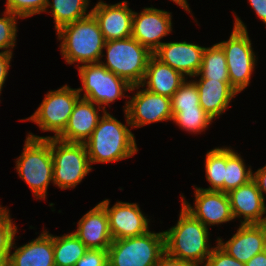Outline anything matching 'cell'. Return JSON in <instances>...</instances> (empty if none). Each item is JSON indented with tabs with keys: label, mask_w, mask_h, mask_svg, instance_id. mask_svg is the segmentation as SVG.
<instances>
[{
	"label": "cell",
	"mask_w": 266,
	"mask_h": 266,
	"mask_svg": "<svg viewBox=\"0 0 266 266\" xmlns=\"http://www.w3.org/2000/svg\"><path fill=\"white\" fill-rule=\"evenodd\" d=\"M124 113L127 125L108 112L102 114L93 133L84 142L90 165L118 162L138 152L135 136L130 131L131 124L126 111Z\"/></svg>",
	"instance_id": "obj_1"
},
{
	"label": "cell",
	"mask_w": 266,
	"mask_h": 266,
	"mask_svg": "<svg viewBox=\"0 0 266 266\" xmlns=\"http://www.w3.org/2000/svg\"><path fill=\"white\" fill-rule=\"evenodd\" d=\"M175 226L165 230V251L182 261L201 266L210 256L209 228L194 218L181 205Z\"/></svg>",
	"instance_id": "obj_2"
},
{
	"label": "cell",
	"mask_w": 266,
	"mask_h": 266,
	"mask_svg": "<svg viewBox=\"0 0 266 266\" xmlns=\"http://www.w3.org/2000/svg\"><path fill=\"white\" fill-rule=\"evenodd\" d=\"M56 33L61 40L60 52L67 64L78 62L83 65L103 59L106 40L92 14L63 26Z\"/></svg>",
	"instance_id": "obj_3"
},
{
	"label": "cell",
	"mask_w": 266,
	"mask_h": 266,
	"mask_svg": "<svg viewBox=\"0 0 266 266\" xmlns=\"http://www.w3.org/2000/svg\"><path fill=\"white\" fill-rule=\"evenodd\" d=\"M15 169L27 183L36 199H45L50 182L53 183V158L51 138L26 137L22 154L16 160Z\"/></svg>",
	"instance_id": "obj_4"
},
{
	"label": "cell",
	"mask_w": 266,
	"mask_h": 266,
	"mask_svg": "<svg viewBox=\"0 0 266 266\" xmlns=\"http://www.w3.org/2000/svg\"><path fill=\"white\" fill-rule=\"evenodd\" d=\"M106 62H99L131 86L140 85L153 53L132 37L105 42Z\"/></svg>",
	"instance_id": "obj_5"
},
{
	"label": "cell",
	"mask_w": 266,
	"mask_h": 266,
	"mask_svg": "<svg viewBox=\"0 0 266 266\" xmlns=\"http://www.w3.org/2000/svg\"><path fill=\"white\" fill-rule=\"evenodd\" d=\"M234 16L235 23L229 39L218 44L226 56L230 86L240 93L250 84L257 58L246 25L236 14Z\"/></svg>",
	"instance_id": "obj_6"
},
{
	"label": "cell",
	"mask_w": 266,
	"mask_h": 266,
	"mask_svg": "<svg viewBox=\"0 0 266 266\" xmlns=\"http://www.w3.org/2000/svg\"><path fill=\"white\" fill-rule=\"evenodd\" d=\"M77 67L82 83V87L77 88L80 97L84 91L81 98L99 105L105 112H107L106 105L109 106L118 98L131 97L125 93L130 92L132 86L123 78L109 71L100 62L78 65Z\"/></svg>",
	"instance_id": "obj_7"
},
{
	"label": "cell",
	"mask_w": 266,
	"mask_h": 266,
	"mask_svg": "<svg viewBox=\"0 0 266 266\" xmlns=\"http://www.w3.org/2000/svg\"><path fill=\"white\" fill-rule=\"evenodd\" d=\"M165 252L164 232H151L112 240L108 248V266H155Z\"/></svg>",
	"instance_id": "obj_8"
},
{
	"label": "cell",
	"mask_w": 266,
	"mask_h": 266,
	"mask_svg": "<svg viewBox=\"0 0 266 266\" xmlns=\"http://www.w3.org/2000/svg\"><path fill=\"white\" fill-rule=\"evenodd\" d=\"M53 185L60 189L75 188L92 170L84 143L65 142L51 137Z\"/></svg>",
	"instance_id": "obj_9"
},
{
	"label": "cell",
	"mask_w": 266,
	"mask_h": 266,
	"mask_svg": "<svg viewBox=\"0 0 266 266\" xmlns=\"http://www.w3.org/2000/svg\"><path fill=\"white\" fill-rule=\"evenodd\" d=\"M80 98L78 90L70 88L68 85L57 90H50L34 114L22 120L34 122L42 131H51L55 135L37 136L29 133L28 137L34 139L56 138L65 129L74 106Z\"/></svg>",
	"instance_id": "obj_10"
},
{
	"label": "cell",
	"mask_w": 266,
	"mask_h": 266,
	"mask_svg": "<svg viewBox=\"0 0 266 266\" xmlns=\"http://www.w3.org/2000/svg\"><path fill=\"white\" fill-rule=\"evenodd\" d=\"M131 128H140L161 121H172L171 98L142 88L124 105Z\"/></svg>",
	"instance_id": "obj_11"
},
{
	"label": "cell",
	"mask_w": 266,
	"mask_h": 266,
	"mask_svg": "<svg viewBox=\"0 0 266 266\" xmlns=\"http://www.w3.org/2000/svg\"><path fill=\"white\" fill-rule=\"evenodd\" d=\"M194 207L181 196V205L206 227L234 220L228 194L221 191L195 187Z\"/></svg>",
	"instance_id": "obj_12"
},
{
	"label": "cell",
	"mask_w": 266,
	"mask_h": 266,
	"mask_svg": "<svg viewBox=\"0 0 266 266\" xmlns=\"http://www.w3.org/2000/svg\"><path fill=\"white\" fill-rule=\"evenodd\" d=\"M172 15L154 7H144L133 13L132 35L142 46L154 53L164 42L160 40L172 31Z\"/></svg>",
	"instance_id": "obj_13"
},
{
	"label": "cell",
	"mask_w": 266,
	"mask_h": 266,
	"mask_svg": "<svg viewBox=\"0 0 266 266\" xmlns=\"http://www.w3.org/2000/svg\"><path fill=\"white\" fill-rule=\"evenodd\" d=\"M109 218V229L113 240L143 235L149 231V221L137 203L116 202L110 207V200L100 202Z\"/></svg>",
	"instance_id": "obj_14"
},
{
	"label": "cell",
	"mask_w": 266,
	"mask_h": 266,
	"mask_svg": "<svg viewBox=\"0 0 266 266\" xmlns=\"http://www.w3.org/2000/svg\"><path fill=\"white\" fill-rule=\"evenodd\" d=\"M128 4V1H122L108 5L100 0L91 9L106 41L131 37L134 11Z\"/></svg>",
	"instance_id": "obj_15"
},
{
	"label": "cell",
	"mask_w": 266,
	"mask_h": 266,
	"mask_svg": "<svg viewBox=\"0 0 266 266\" xmlns=\"http://www.w3.org/2000/svg\"><path fill=\"white\" fill-rule=\"evenodd\" d=\"M217 243L234 259L246 263L256 254L266 250V223L241 224L232 237L223 242L217 238Z\"/></svg>",
	"instance_id": "obj_16"
},
{
	"label": "cell",
	"mask_w": 266,
	"mask_h": 266,
	"mask_svg": "<svg viewBox=\"0 0 266 266\" xmlns=\"http://www.w3.org/2000/svg\"><path fill=\"white\" fill-rule=\"evenodd\" d=\"M205 47L194 43L164 42L153 55L184 77L196 76L200 70Z\"/></svg>",
	"instance_id": "obj_17"
},
{
	"label": "cell",
	"mask_w": 266,
	"mask_h": 266,
	"mask_svg": "<svg viewBox=\"0 0 266 266\" xmlns=\"http://www.w3.org/2000/svg\"><path fill=\"white\" fill-rule=\"evenodd\" d=\"M230 206L234 219H240L241 224H265L266 204L265 198L251 179L228 193Z\"/></svg>",
	"instance_id": "obj_18"
},
{
	"label": "cell",
	"mask_w": 266,
	"mask_h": 266,
	"mask_svg": "<svg viewBox=\"0 0 266 266\" xmlns=\"http://www.w3.org/2000/svg\"><path fill=\"white\" fill-rule=\"evenodd\" d=\"M74 234L88 249L108 250L112 243L109 218L105 208L96 204L78 221Z\"/></svg>",
	"instance_id": "obj_19"
},
{
	"label": "cell",
	"mask_w": 266,
	"mask_h": 266,
	"mask_svg": "<svg viewBox=\"0 0 266 266\" xmlns=\"http://www.w3.org/2000/svg\"><path fill=\"white\" fill-rule=\"evenodd\" d=\"M101 109L105 113L99 105L80 98L74 106L65 129L56 138L65 142L84 143L91 136L102 117L98 113Z\"/></svg>",
	"instance_id": "obj_20"
},
{
	"label": "cell",
	"mask_w": 266,
	"mask_h": 266,
	"mask_svg": "<svg viewBox=\"0 0 266 266\" xmlns=\"http://www.w3.org/2000/svg\"><path fill=\"white\" fill-rule=\"evenodd\" d=\"M13 239L12 248L5 266H55L53 251V235L44 230L36 238L25 245L16 247Z\"/></svg>",
	"instance_id": "obj_21"
},
{
	"label": "cell",
	"mask_w": 266,
	"mask_h": 266,
	"mask_svg": "<svg viewBox=\"0 0 266 266\" xmlns=\"http://www.w3.org/2000/svg\"><path fill=\"white\" fill-rule=\"evenodd\" d=\"M187 78L169 65L151 56L145 76L140 85L131 87L130 92L146 86V90L171 98Z\"/></svg>",
	"instance_id": "obj_22"
},
{
	"label": "cell",
	"mask_w": 266,
	"mask_h": 266,
	"mask_svg": "<svg viewBox=\"0 0 266 266\" xmlns=\"http://www.w3.org/2000/svg\"><path fill=\"white\" fill-rule=\"evenodd\" d=\"M199 93V102L203 110L216 119L230 107L231 100L238 94L230 81L212 79L193 80Z\"/></svg>",
	"instance_id": "obj_23"
},
{
	"label": "cell",
	"mask_w": 266,
	"mask_h": 266,
	"mask_svg": "<svg viewBox=\"0 0 266 266\" xmlns=\"http://www.w3.org/2000/svg\"><path fill=\"white\" fill-rule=\"evenodd\" d=\"M90 0H48L44 12L52 13L55 29L58 31L63 26L83 19L91 14L88 12ZM51 10H48L49 8ZM87 13V14H86Z\"/></svg>",
	"instance_id": "obj_24"
},
{
	"label": "cell",
	"mask_w": 266,
	"mask_h": 266,
	"mask_svg": "<svg viewBox=\"0 0 266 266\" xmlns=\"http://www.w3.org/2000/svg\"><path fill=\"white\" fill-rule=\"evenodd\" d=\"M88 248L74 234L53 235V251L55 266H75Z\"/></svg>",
	"instance_id": "obj_25"
},
{
	"label": "cell",
	"mask_w": 266,
	"mask_h": 266,
	"mask_svg": "<svg viewBox=\"0 0 266 266\" xmlns=\"http://www.w3.org/2000/svg\"><path fill=\"white\" fill-rule=\"evenodd\" d=\"M199 76V79L230 81L226 56L218 43L212 47H205L200 70L194 77Z\"/></svg>",
	"instance_id": "obj_26"
},
{
	"label": "cell",
	"mask_w": 266,
	"mask_h": 266,
	"mask_svg": "<svg viewBox=\"0 0 266 266\" xmlns=\"http://www.w3.org/2000/svg\"><path fill=\"white\" fill-rule=\"evenodd\" d=\"M251 166L247 169L244 159L235 150L226 147L224 192L238 188L252 179Z\"/></svg>",
	"instance_id": "obj_27"
},
{
	"label": "cell",
	"mask_w": 266,
	"mask_h": 266,
	"mask_svg": "<svg viewBox=\"0 0 266 266\" xmlns=\"http://www.w3.org/2000/svg\"><path fill=\"white\" fill-rule=\"evenodd\" d=\"M226 167V147H215L207 152L205 157V175L211 186L202 188L224 192V178Z\"/></svg>",
	"instance_id": "obj_28"
},
{
	"label": "cell",
	"mask_w": 266,
	"mask_h": 266,
	"mask_svg": "<svg viewBox=\"0 0 266 266\" xmlns=\"http://www.w3.org/2000/svg\"><path fill=\"white\" fill-rule=\"evenodd\" d=\"M173 114V122L179 128L189 133H201L205 131L213 122V118L208 115L203 108L196 109H171Z\"/></svg>",
	"instance_id": "obj_29"
},
{
	"label": "cell",
	"mask_w": 266,
	"mask_h": 266,
	"mask_svg": "<svg viewBox=\"0 0 266 266\" xmlns=\"http://www.w3.org/2000/svg\"><path fill=\"white\" fill-rule=\"evenodd\" d=\"M9 211L0 205V264L5 266L14 237H16L17 226L13 224Z\"/></svg>",
	"instance_id": "obj_30"
},
{
	"label": "cell",
	"mask_w": 266,
	"mask_h": 266,
	"mask_svg": "<svg viewBox=\"0 0 266 266\" xmlns=\"http://www.w3.org/2000/svg\"><path fill=\"white\" fill-rule=\"evenodd\" d=\"M186 79L171 97V109L202 108L196 84Z\"/></svg>",
	"instance_id": "obj_31"
},
{
	"label": "cell",
	"mask_w": 266,
	"mask_h": 266,
	"mask_svg": "<svg viewBox=\"0 0 266 266\" xmlns=\"http://www.w3.org/2000/svg\"><path fill=\"white\" fill-rule=\"evenodd\" d=\"M19 16L12 14L5 10L2 17H0V50L3 52L13 53L12 49L16 45L17 36V21Z\"/></svg>",
	"instance_id": "obj_32"
},
{
	"label": "cell",
	"mask_w": 266,
	"mask_h": 266,
	"mask_svg": "<svg viewBox=\"0 0 266 266\" xmlns=\"http://www.w3.org/2000/svg\"><path fill=\"white\" fill-rule=\"evenodd\" d=\"M48 0H6V9L25 19L36 14L44 12Z\"/></svg>",
	"instance_id": "obj_33"
},
{
	"label": "cell",
	"mask_w": 266,
	"mask_h": 266,
	"mask_svg": "<svg viewBox=\"0 0 266 266\" xmlns=\"http://www.w3.org/2000/svg\"><path fill=\"white\" fill-rule=\"evenodd\" d=\"M203 266H245V264L231 257L217 244Z\"/></svg>",
	"instance_id": "obj_34"
},
{
	"label": "cell",
	"mask_w": 266,
	"mask_h": 266,
	"mask_svg": "<svg viewBox=\"0 0 266 266\" xmlns=\"http://www.w3.org/2000/svg\"><path fill=\"white\" fill-rule=\"evenodd\" d=\"M75 266H108V250L88 249Z\"/></svg>",
	"instance_id": "obj_35"
},
{
	"label": "cell",
	"mask_w": 266,
	"mask_h": 266,
	"mask_svg": "<svg viewBox=\"0 0 266 266\" xmlns=\"http://www.w3.org/2000/svg\"><path fill=\"white\" fill-rule=\"evenodd\" d=\"M13 53L0 52V95L2 94L3 85L8 76V71L11 67L10 61L12 59Z\"/></svg>",
	"instance_id": "obj_36"
},
{
	"label": "cell",
	"mask_w": 266,
	"mask_h": 266,
	"mask_svg": "<svg viewBox=\"0 0 266 266\" xmlns=\"http://www.w3.org/2000/svg\"><path fill=\"white\" fill-rule=\"evenodd\" d=\"M155 266H195L179 258L169 255L166 251L160 256Z\"/></svg>",
	"instance_id": "obj_37"
},
{
	"label": "cell",
	"mask_w": 266,
	"mask_h": 266,
	"mask_svg": "<svg viewBox=\"0 0 266 266\" xmlns=\"http://www.w3.org/2000/svg\"><path fill=\"white\" fill-rule=\"evenodd\" d=\"M252 179L264 198V194L266 193V165L252 173Z\"/></svg>",
	"instance_id": "obj_38"
},
{
	"label": "cell",
	"mask_w": 266,
	"mask_h": 266,
	"mask_svg": "<svg viewBox=\"0 0 266 266\" xmlns=\"http://www.w3.org/2000/svg\"><path fill=\"white\" fill-rule=\"evenodd\" d=\"M257 17L266 25V0H248Z\"/></svg>",
	"instance_id": "obj_39"
},
{
	"label": "cell",
	"mask_w": 266,
	"mask_h": 266,
	"mask_svg": "<svg viewBox=\"0 0 266 266\" xmlns=\"http://www.w3.org/2000/svg\"><path fill=\"white\" fill-rule=\"evenodd\" d=\"M245 266H266V250L253 256Z\"/></svg>",
	"instance_id": "obj_40"
},
{
	"label": "cell",
	"mask_w": 266,
	"mask_h": 266,
	"mask_svg": "<svg viewBox=\"0 0 266 266\" xmlns=\"http://www.w3.org/2000/svg\"><path fill=\"white\" fill-rule=\"evenodd\" d=\"M178 4V6L182 7L184 10H186L188 13H190V8L187 0H170Z\"/></svg>",
	"instance_id": "obj_41"
}]
</instances>
